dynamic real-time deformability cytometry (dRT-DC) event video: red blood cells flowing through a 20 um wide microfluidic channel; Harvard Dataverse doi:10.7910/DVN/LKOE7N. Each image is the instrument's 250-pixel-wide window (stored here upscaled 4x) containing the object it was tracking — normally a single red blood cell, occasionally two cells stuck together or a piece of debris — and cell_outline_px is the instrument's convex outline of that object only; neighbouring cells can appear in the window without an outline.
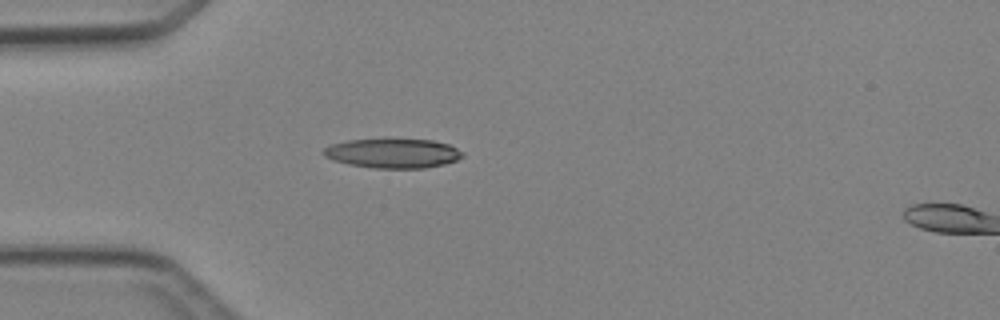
{"species": "Egyptian fruit bat (a non-hibernating species)", "species_latin": "Rousettus aegyptiacus", "temperature_condition": "cold", "stored_images_in_passage": 5, "camera_frame_rate_fps": 3000, "um_per_image_px": 0.085, "animal": {"sex": "female"}, "frame": {"image": 1, "passage_image": 4, "time_ms": 4.333, "image_size_px": [1000, 320], "cell_outline_px": [[464, 156], [456, 160], [444, 164], [424, 168], [372, 168], [332, 160], [324, 156], [320, 152], [328, 144], [348, 140], [432, 140], [448, 144], [464, 152]], "centroid_in_image_um": [33.37, 13.03], "position_along_channel_um": 51.6, "area_um2": 23.7}}